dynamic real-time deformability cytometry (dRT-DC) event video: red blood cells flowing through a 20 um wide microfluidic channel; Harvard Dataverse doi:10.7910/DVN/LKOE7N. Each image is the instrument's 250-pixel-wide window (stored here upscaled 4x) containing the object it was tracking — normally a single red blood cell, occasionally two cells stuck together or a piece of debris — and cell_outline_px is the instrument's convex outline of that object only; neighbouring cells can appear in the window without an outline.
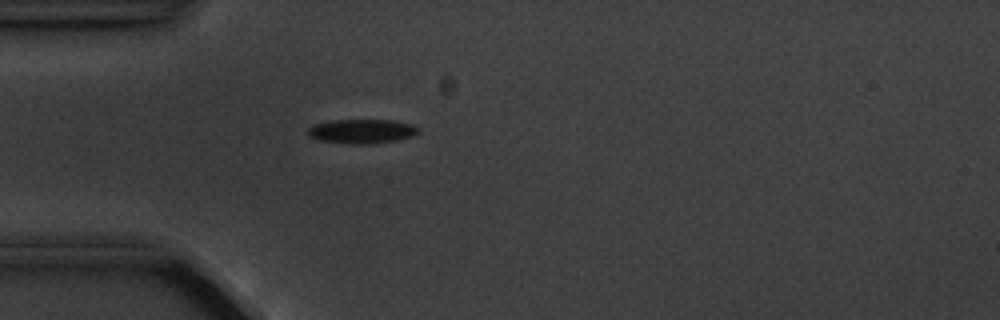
{"species": "common noctule bat (a hibernating species)", "species_latin": "Nyctalus noctula", "temperature_condition": "cold", "stored_images_in_passage": 5, "camera_frame_rate_fps": 3000, "um_per_image_px": 0.085, "animal": {"sex": "male", "body_mass_g": 20.1, "forearm_length_mm": 53.5}, "frame": {"image": 1, "passage_image": 5, "time_ms": 4.667, "image_size_px": [1000, 320], "cell_outline_px": [[420, 132], [416, 136], [400, 140], [368, 144], [352, 144], [320, 140], [308, 136], [308, 128], [312, 124], [332, 120], [392, 120], [412, 124]], "centroid_in_image_um": [30.78, 11.16], "position_along_channel_um": 54.2, "area_um2": 15.78}}